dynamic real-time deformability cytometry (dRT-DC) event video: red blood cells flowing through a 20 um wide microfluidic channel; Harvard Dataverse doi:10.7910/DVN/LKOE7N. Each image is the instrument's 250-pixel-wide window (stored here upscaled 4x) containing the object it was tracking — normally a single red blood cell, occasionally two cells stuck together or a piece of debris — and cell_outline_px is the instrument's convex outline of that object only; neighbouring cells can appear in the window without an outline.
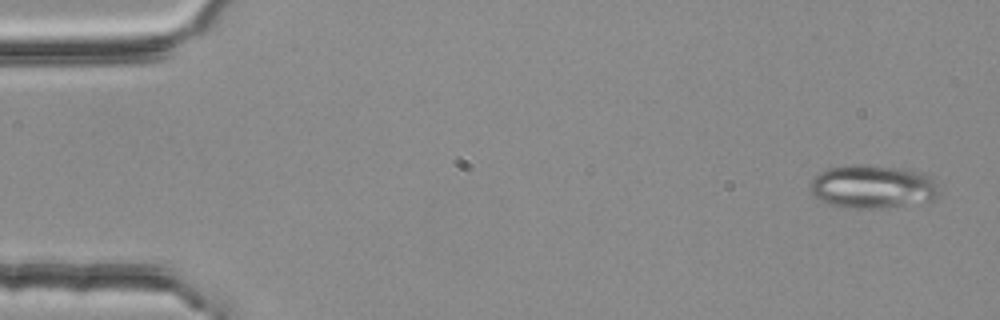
{"species": "common noctule bat (a hibernating species)", "species_latin": "Nyctalus noctula", "temperature_condition": "room temperature", "stored_images_in_passage": 6, "camera_frame_rate_fps": 3000, "um_per_image_px": 0.085, "animal": {"sex": "female", "body_mass_g": 25.1}, "frame": {"image": 1, "passage_image": 1, "time_ms": 0.0, "image_size_px": [1000, 320], "cell_outline_px": [[936, 196], [932, 200], [904, 204], [868, 208], [852, 208], [828, 204], [812, 196], [808, 188], [812, 180], [820, 172], [828, 168], [852, 164], [856, 164], [900, 168], [920, 172], [932, 176], [936, 180]], "centroid_in_image_um": [74.1, 15.85], "position_along_channel_um": 10.9, "area_um2": 32.19}}